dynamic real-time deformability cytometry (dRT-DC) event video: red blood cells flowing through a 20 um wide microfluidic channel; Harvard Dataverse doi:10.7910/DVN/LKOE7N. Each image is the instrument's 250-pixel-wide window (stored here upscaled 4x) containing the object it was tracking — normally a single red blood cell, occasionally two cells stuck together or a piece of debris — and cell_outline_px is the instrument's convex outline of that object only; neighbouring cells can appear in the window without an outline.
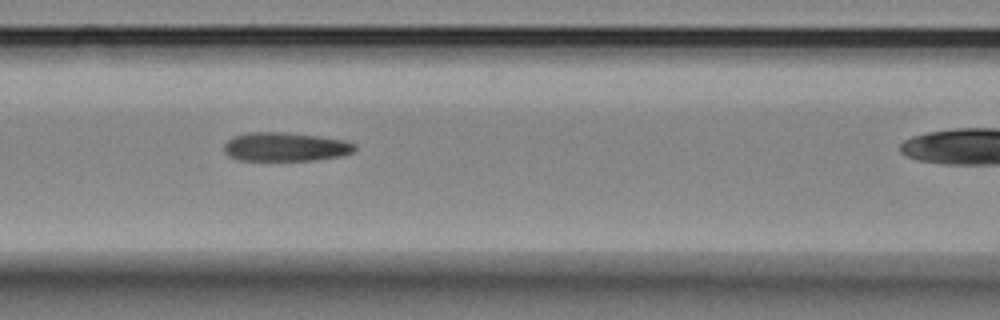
{"species": "Egyptian fruit bat (a non-hibernating species)", "species_latin": "Rousettus aegyptiacus", "temperature_condition": "room temperature", "stored_images_in_passage": 13, "camera_frame_rate_fps": 3000, "um_per_image_px": 0.085, "animal": {"sex": "female"}, "frame": {"image": 1, "passage_image": 3, "time_ms": 2.333, "image_size_px": [1000, 320], "cell_outline_px": [[356, 148], [352, 152], [340, 156], [316, 160], [240, 160], [228, 156], [224, 152], [224, 144], [232, 136], [248, 132], [288, 132], [320, 136], [344, 140], [356, 144]], "centroid_in_image_um": [24.24, 12.47], "position_along_channel_um": 142.4, "area_um2": 22.14}}